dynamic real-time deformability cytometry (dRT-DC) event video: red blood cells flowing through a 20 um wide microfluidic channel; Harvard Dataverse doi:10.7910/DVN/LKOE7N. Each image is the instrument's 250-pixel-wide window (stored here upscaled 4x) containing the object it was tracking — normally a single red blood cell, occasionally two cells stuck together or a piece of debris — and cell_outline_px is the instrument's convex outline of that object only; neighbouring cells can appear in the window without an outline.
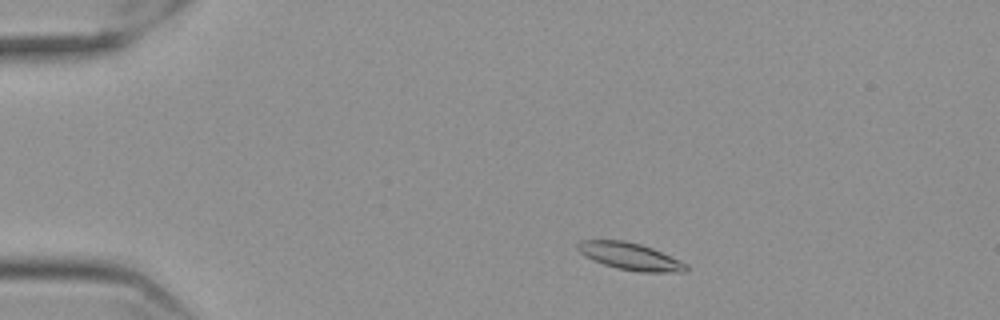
{"species": "Egyptian fruit bat (a non-hibernating species)", "species_latin": "Rousettus aegyptiacus", "temperature_condition": "cold", "stored_images_in_passage": 52, "camera_frame_rate_fps": 3000, "um_per_image_px": 0.085, "frame": {"image": 1, "passage_image": 5, "time_ms": 1.333, "image_size_px": [1000, 320], "cell_outline_px": [[688, 268], [684, 272], [640, 272], [616, 268], [592, 260], [584, 256], [576, 248], [576, 244], [580, 240], [624, 240], [640, 244], [652, 248], [680, 260], [688, 264]], "centroid_in_image_um": [53.54, 21.79], "position_along_channel_um": 31.5, "area_um2": 17.22}}
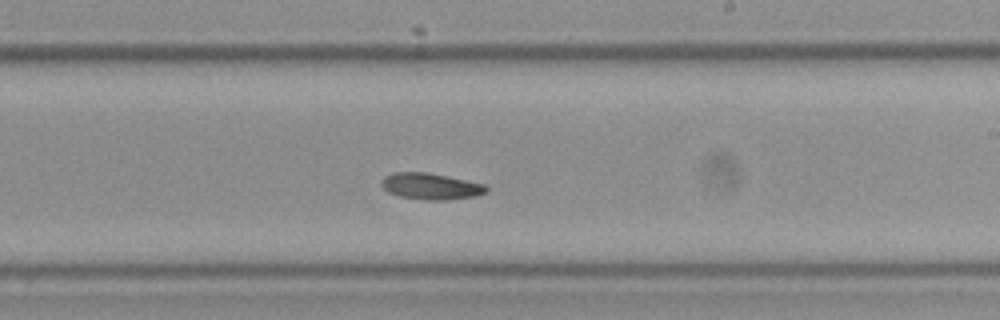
{"frame": {"image": 2, "passage_image": 29, "time_ms": 9.333, "image_size_px": [1000, 320], "cell_outline_px": [[488, 192], [476, 196], [448, 200], [424, 200], [400, 196], [388, 192], [380, 184], [380, 180], [384, 176], [392, 172], [428, 172], [484, 184], [488, 188]], "centroid_in_image_um": [36.6, 15.83], "position_along_channel_um": 252.4, "area_um2": 16.24}}
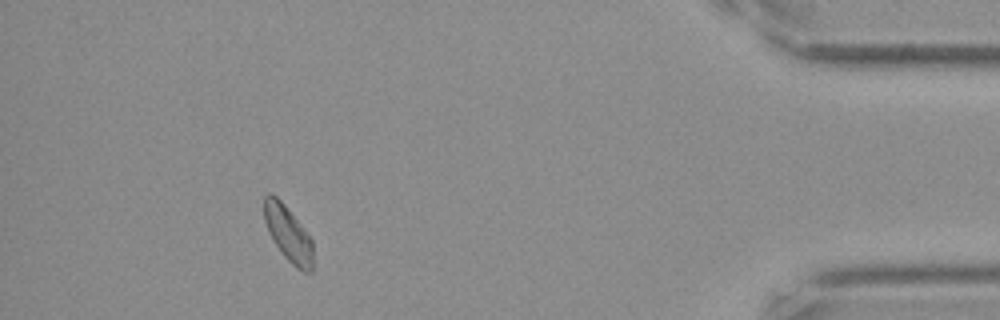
{"frame": {"image": 3, "passage_image": 47, "time_ms": 15.333, "image_size_px": [1000, 320], "cell_outline_px": [[312, 272], [304, 272], [296, 268], [284, 256], [276, 244], [264, 220], [264, 196], [268, 192], [276, 196], [284, 204], [304, 228], [312, 240]], "centroid_in_image_um": [24.5, 19.85], "position_along_channel_um": 410.7, "area_um2": 15.49}}